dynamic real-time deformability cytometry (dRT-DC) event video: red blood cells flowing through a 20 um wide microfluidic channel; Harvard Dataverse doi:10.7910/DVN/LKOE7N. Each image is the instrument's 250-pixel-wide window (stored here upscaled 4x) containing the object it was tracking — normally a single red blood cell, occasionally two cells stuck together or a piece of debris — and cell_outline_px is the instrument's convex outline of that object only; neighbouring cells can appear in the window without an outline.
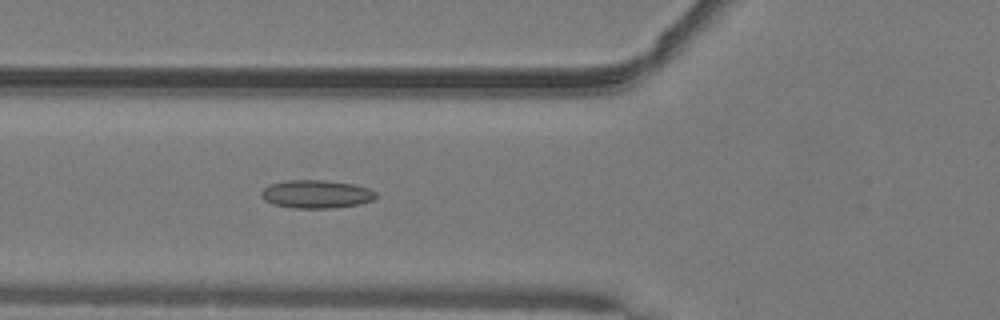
{"species": "common noctule bat (a hibernating species)", "species_latin": "Nyctalus noctula", "temperature_condition": "warm", "stored_images_in_passage": 51, "camera_frame_rate_fps": 3000, "um_per_image_px": 0.085, "animal": {"sex": "male", "body_mass_g": 19.2, "forearm_length_mm": 51.8}, "frame": {"image": 1, "passage_image": 20, "time_ms": 6.333, "image_size_px": [1000, 320], "cell_outline_px": [[376, 196], [372, 200], [360, 204], [332, 208], [292, 208], [272, 204], [264, 200], [260, 196], [260, 192], [264, 188], [272, 184], [288, 180], [324, 180], [352, 184], [368, 188], [376, 192]], "centroid_in_image_um": [26.86, 16.51], "position_along_channel_um": 98.9, "area_um2": 18.79}}
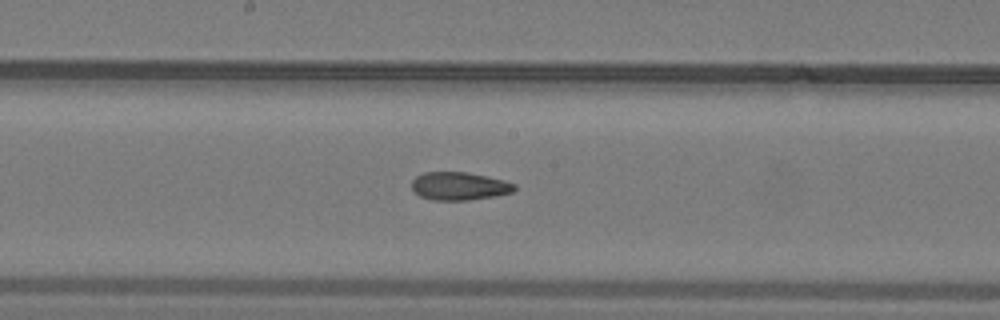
{"frame": {"image": 2, "passage_image": 28, "time_ms": 9.0, "image_size_px": [1000, 320], "cell_outline_px": [[516, 188], [512, 192], [496, 196], [468, 200], [432, 200], [420, 196], [412, 188], [412, 180], [416, 176], [424, 172], [464, 172], [504, 180], [516, 184]], "centroid_in_image_um": [39.03, 15.82], "position_along_channel_um": 209.2, "area_um2": 16.7}}
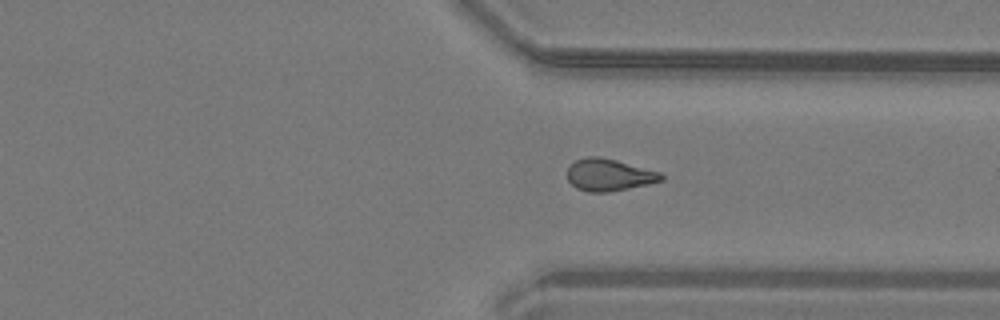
{"frame": {"image": 3, "passage_image": 39, "time_ms": 12.667, "image_size_px": [1000, 320], "cell_outline_px": [[664, 180], [648, 184], [608, 192], [588, 192], [576, 188], [568, 180], [568, 168], [576, 160], [584, 156], [600, 156], [616, 160], [660, 172], [664, 176]], "centroid_in_image_um": [51.76, 14.86], "position_along_channel_um": 359.6, "area_um2": 17.51}, "authors_computed_cell_mechanics": {"area_um2": 17.5134, "velocity_mm_per_s": 4.1253, "shape_relaxation_time_tau1_ms": null, "shape_relaxation_time_tau2_ms": 2.6279, "deformation_change_tau1": null, "deformation_change_tau2": 0.1048}}